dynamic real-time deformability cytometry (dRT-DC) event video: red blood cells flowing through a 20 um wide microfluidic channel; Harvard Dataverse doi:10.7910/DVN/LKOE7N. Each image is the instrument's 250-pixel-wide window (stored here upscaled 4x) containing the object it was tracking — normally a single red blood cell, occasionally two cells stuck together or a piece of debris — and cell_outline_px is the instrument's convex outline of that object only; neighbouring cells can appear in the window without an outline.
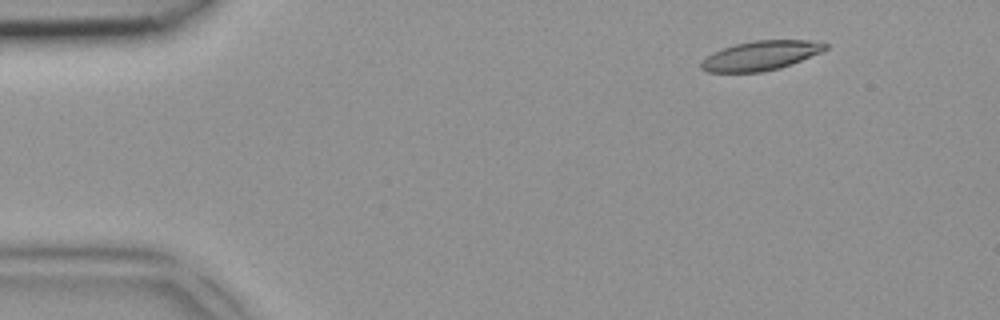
{"species": "common noctule bat (a hibernating species)", "species_latin": "Nyctalus noctula", "temperature_condition": "room temperature", "stored_images_in_passage": 3, "camera_frame_rate_fps": 3000, "um_per_image_px": 0.085, "animal": {"sex": "female", "body_mass_g": 18.4}, "frame": {"image": 1, "passage_image": 1, "time_ms": 0.0, "image_size_px": [1000, 320], "cell_outline_px": [[828, 48], [820, 52], [780, 68], [760, 72], [708, 72], [700, 68], [700, 60], [704, 56], [712, 52], [736, 44], [752, 40], [808, 40], [828, 44]], "centroid_in_image_um": [64.59, 4.72], "position_along_channel_um": 20.4, "area_um2": 21.21}}